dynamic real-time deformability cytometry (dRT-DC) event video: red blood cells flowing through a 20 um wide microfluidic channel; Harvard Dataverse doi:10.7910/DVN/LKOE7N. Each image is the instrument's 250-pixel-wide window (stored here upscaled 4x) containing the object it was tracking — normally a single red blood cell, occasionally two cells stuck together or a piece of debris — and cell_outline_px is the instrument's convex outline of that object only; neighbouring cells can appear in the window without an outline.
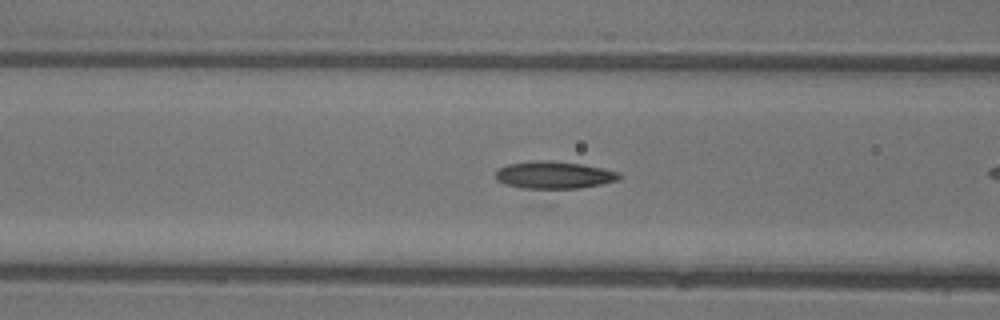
{"species": "common noctule bat (a hibernating species)", "species_latin": "Nyctalus noctula", "temperature_condition": "warm", "stored_images_in_passage": 37, "camera_frame_rate_fps": 3000, "um_per_image_px": 0.085, "animal": {"sex": "female"}, "frame": {"image": 1, "passage_image": 20, "time_ms": 6.333, "image_size_px": [1000, 320], "cell_outline_px": [[620, 176], [616, 180], [600, 184], [580, 188], [548, 192], [544, 192], [520, 188], [504, 184], [496, 180], [496, 172], [500, 168], [508, 164], [536, 160], [548, 160], [580, 164], [600, 168], [616, 172]], "centroid_in_image_um": [46.99, 14.93], "position_along_channel_um": 119.6, "area_um2": 20.23}}